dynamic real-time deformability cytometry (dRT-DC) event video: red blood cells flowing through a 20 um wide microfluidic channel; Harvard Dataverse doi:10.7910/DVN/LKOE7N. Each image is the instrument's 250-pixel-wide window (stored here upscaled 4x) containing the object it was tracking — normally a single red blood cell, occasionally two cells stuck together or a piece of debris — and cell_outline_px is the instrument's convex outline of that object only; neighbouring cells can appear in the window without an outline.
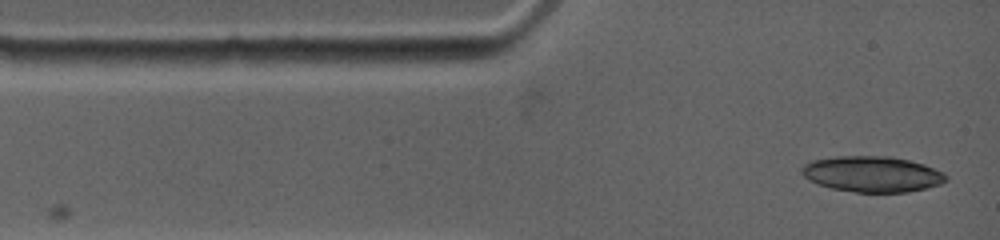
{"species": "common noctule bat (a hibernating species)", "species_latin": "Nyctalus noctula", "temperature_condition": "warm", "stored_images_in_passage": 5, "camera_frame_rate_fps": 4500, "um_per_image_px": 0.085, "animal": {"sex": "female", "body_mass_g": 19.0, "forearm_length_mm": 53.3}, "frame": {"image": 1, "passage_image": 1, "time_ms": 0.0, "image_size_px": [1000, 240], "cell_outline_px": [[948, 180], [940, 184], [928, 188], [908, 192], [856, 192], [832, 188], [816, 184], [808, 180], [800, 172], [800, 168], [804, 164], [812, 160], [840, 156], [888, 156], [908, 160], [924, 164], [944, 172], [948, 176]], "centroid_in_image_um": [74.14, 14.8], "position_along_channel_um": 10.9, "area_um2": 30.29}}